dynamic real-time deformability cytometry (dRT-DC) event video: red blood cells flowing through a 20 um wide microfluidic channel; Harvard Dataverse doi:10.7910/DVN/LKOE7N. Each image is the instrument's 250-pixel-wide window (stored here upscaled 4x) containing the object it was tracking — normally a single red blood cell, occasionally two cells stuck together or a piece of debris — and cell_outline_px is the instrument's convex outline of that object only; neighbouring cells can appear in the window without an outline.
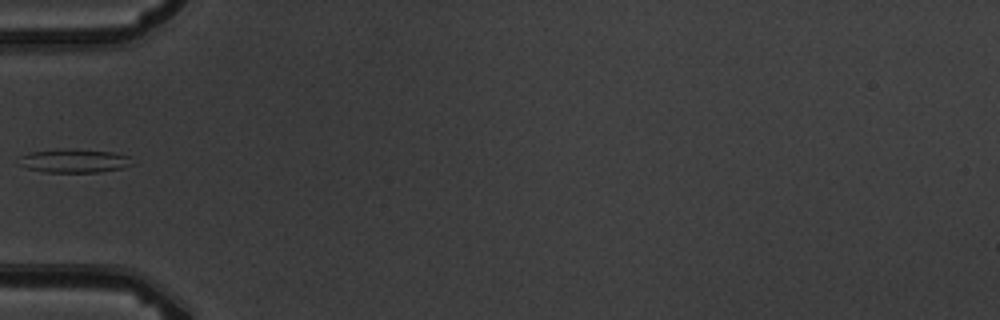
{"species": "common noctule bat (a hibernating species)", "species_latin": "Nyctalus noctula", "temperature_condition": "warm", "stored_images_in_passage": 6, "camera_frame_rate_fps": 3000, "um_per_image_px": 0.085, "animal": {"sex": "male", "body_mass_g": 19.5, "forearm_length_mm": 54.6}, "frame": {"image": 1, "passage_image": 5, "time_ms": 5.667, "image_size_px": [1000, 320], "cell_outline_px": [[132, 164], [120, 168], [100, 172], [44, 172], [28, 168], [20, 156], [28, 152], [60, 148], [72, 148], [112, 152], [128, 156]], "centroid_in_image_um": [6.33, 13.65], "position_along_channel_um": 78.7, "area_um2": 15.37}}